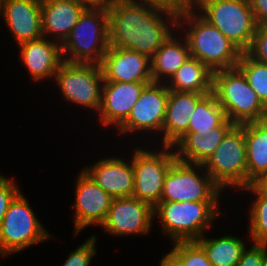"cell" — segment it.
<instances>
[{"instance_id":"cell-1","label":"cell","mask_w":267,"mask_h":266,"mask_svg":"<svg viewBox=\"0 0 267 266\" xmlns=\"http://www.w3.org/2000/svg\"><path fill=\"white\" fill-rule=\"evenodd\" d=\"M107 11L109 46L133 50L150 59L172 35L173 27H178L175 13L131 0H112Z\"/></svg>"},{"instance_id":"cell-2","label":"cell","mask_w":267,"mask_h":266,"mask_svg":"<svg viewBox=\"0 0 267 266\" xmlns=\"http://www.w3.org/2000/svg\"><path fill=\"white\" fill-rule=\"evenodd\" d=\"M196 11L195 8L189 9L178 15V28L180 25L183 28L185 24L190 28L184 35L190 56L205 64L212 72L237 67L243 52L218 28L200 14L197 15Z\"/></svg>"},{"instance_id":"cell-3","label":"cell","mask_w":267,"mask_h":266,"mask_svg":"<svg viewBox=\"0 0 267 266\" xmlns=\"http://www.w3.org/2000/svg\"><path fill=\"white\" fill-rule=\"evenodd\" d=\"M212 92L235 125L267 119V108L238 67L214 71Z\"/></svg>"},{"instance_id":"cell-4","label":"cell","mask_w":267,"mask_h":266,"mask_svg":"<svg viewBox=\"0 0 267 266\" xmlns=\"http://www.w3.org/2000/svg\"><path fill=\"white\" fill-rule=\"evenodd\" d=\"M61 47L64 61L100 64L109 48L107 6H88Z\"/></svg>"},{"instance_id":"cell-5","label":"cell","mask_w":267,"mask_h":266,"mask_svg":"<svg viewBox=\"0 0 267 266\" xmlns=\"http://www.w3.org/2000/svg\"><path fill=\"white\" fill-rule=\"evenodd\" d=\"M195 9L242 52L250 49L258 25L249 0H197Z\"/></svg>"},{"instance_id":"cell-6","label":"cell","mask_w":267,"mask_h":266,"mask_svg":"<svg viewBox=\"0 0 267 266\" xmlns=\"http://www.w3.org/2000/svg\"><path fill=\"white\" fill-rule=\"evenodd\" d=\"M217 207L218 202H159L154 216L158 215L163 232L173 242L196 241L220 215Z\"/></svg>"},{"instance_id":"cell-7","label":"cell","mask_w":267,"mask_h":266,"mask_svg":"<svg viewBox=\"0 0 267 266\" xmlns=\"http://www.w3.org/2000/svg\"><path fill=\"white\" fill-rule=\"evenodd\" d=\"M203 167L222 190L230 186H247L244 124L235 125L226 134Z\"/></svg>"},{"instance_id":"cell-8","label":"cell","mask_w":267,"mask_h":266,"mask_svg":"<svg viewBox=\"0 0 267 266\" xmlns=\"http://www.w3.org/2000/svg\"><path fill=\"white\" fill-rule=\"evenodd\" d=\"M49 238L52 236L42 227L20 192L9 205L0 226V255L17 253Z\"/></svg>"},{"instance_id":"cell-9","label":"cell","mask_w":267,"mask_h":266,"mask_svg":"<svg viewBox=\"0 0 267 266\" xmlns=\"http://www.w3.org/2000/svg\"><path fill=\"white\" fill-rule=\"evenodd\" d=\"M199 168V169H198ZM202 164L175 160L166 174L160 202H218L222 189L204 172ZM196 170V171H195Z\"/></svg>"},{"instance_id":"cell-10","label":"cell","mask_w":267,"mask_h":266,"mask_svg":"<svg viewBox=\"0 0 267 266\" xmlns=\"http://www.w3.org/2000/svg\"><path fill=\"white\" fill-rule=\"evenodd\" d=\"M54 78L66 101L99 111L104 82L99 64L63 61Z\"/></svg>"},{"instance_id":"cell-11","label":"cell","mask_w":267,"mask_h":266,"mask_svg":"<svg viewBox=\"0 0 267 266\" xmlns=\"http://www.w3.org/2000/svg\"><path fill=\"white\" fill-rule=\"evenodd\" d=\"M153 153L136 148L133 153L134 189L132 197L150 204L153 208L161 201L164 180L171 164L177 159L173 147L162 146Z\"/></svg>"},{"instance_id":"cell-12","label":"cell","mask_w":267,"mask_h":266,"mask_svg":"<svg viewBox=\"0 0 267 266\" xmlns=\"http://www.w3.org/2000/svg\"><path fill=\"white\" fill-rule=\"evenodd\" d=\"M169 89L165 82H152L142 90L127 120L117 128L119 133L135 131L162 132Z\"/></svg>"},{"instance_id":"cell-13","label":"cell","mask_w":267,"mask_h":266,"mask_svg":"<svg viewBox=\"0 0 267 266\" xmlns=\"http://www.w3.org/2000/svg\"><path fill=\"white\" fill-rule=\"evenodd\" d=\"M153 215L154 208L135 197L113 198L101 227L118 236L149 234Z\"/></svg>"},{"instance_id":"cell-14","label":"cell","mask_w":267,"mask_h":266,"mask_svg":"<svg viewBox=\"0 0 267 266\" xmlns=\"http://www.w3.org/2000/svg\"><path fill=\"white\" fill-rule=\"evenodd\" d=\"M75 234L88 225H102L108 214L113 197L106 193L84 170L76 183Z\"/></svg>"},{"instance_id":"cell-15","label":"cell","mask_w":267,"mask_h":266,"mask_svg":"<svg viewBox=\"0 0 267 266\" xmlns=\"http://www.w3.org/2000/svg\"><path fill=\"white\" fill-rule=\"evenodd\" d=\"M99 65L104 81L153 82L151 59L133 50L109 46Z\"/></svg>"},{"instance_id":"cell-16","label":"cell","mask_w":267,"mask_h":266,"mask_svg":"<svg viewBox=\"0 0 267 266\" xmlns=\"http://www.w3.org/2000/svg\"><path fill=\"white\" fill-rule=\"evenodd\" d=\"M152 82H112L104 81L102 86L101 105L99 108L100 123L120 127L131 113L144 87Z\"/></svg>"},{"instance_id":"cell-17","label":"cell","mask_w":267,"mask_h":266,"mask_svg":"<svg viewBox=\"0 0 267 266\" xmlns=\"http://www.w3.org/2000/svg\"><path fill=\"white\" fill-rule=\"evenodd\" d=\"M2 14L18 45L43 37L41 0H3Z\"/></svg>"},{"instance_id":"cell-18","label":"cell","mask_w":267,"mask_h":266,"mask_svg":"<svg viewBox=\"0 0 267 266\" xmlns=\"http://www.w3.org/2000/svg\"><path fill=\"white\" fill-rule=\"evenodd\" d=\"M84 171L111 197H132L134 189L132 161L129 164L117 157H105L93 166L86 167Z\"/></svg>"},{"instance_id":"cell-19","label":"cell","mask_w":267,"mask_h":266,"mask_svg":"<svg viewBox=\"0 0 267 266\" xmlns=\"http://www.w3.org/2000/svg\"><path fill=\"white\" fill-rule=\"evenodd\" d=\"M206 94L169 90L165 119L163 122L162 146L174 145L187 133L190 118L197 103Z\"/></svg>"},{"instance_id":"cell-20","label":"cell","mask_w":267,"mask_h":266,"mask_svg":"<svg viewBox=\"0 0 267 266\" xmlns=\"http://www.w3.org/2000/svg\"><path fill=\"white\" fill-rule=\"evenodd\" d=\"M46 39L42 37L19 44L21 59L35 81L55 77L64 61L61 43Z\"/></svg>"},{"instance_id":"cell-21","label":"cell","mask_w":267,"mask_h":266,"mask_svg":"<svg viewBox=\"0 0 267 266\" xmlns=\"http://www.w3.org/2000/svg\"><path fill=\"white\" fill-rule=\"evenodd\" d=\"M88 7L79 0H41L42 35L55 34L63 43Z\"/></svg>"},{"instance_id":"cell-22","label":"cell","mask_w":267,"mask_h":266,"mask_svg":"<svg viewBox=\"0 0 267 266\" xmlns=\"http://www.w3.org/2000/svg\"><path fill=\"white\" fill-rule=\"evenodd\" d=\"M234 126L235 124L226 118L207 135L199 136L195 132H187L173 147L177 149V160L203 165Z\"/></svg>"},{"instance_id":"cell-23","label":"cell","mask_w":267,"mask_h":266,"mask_svg":"<svg viewBox=\"0 0 267 266\" xmlns=\"http://www.w3.org/2000/svg\"><path fill=\"white\" fill-rule=\"evenodd\" d=\"M247 186L267 172V119L244 124Z\"/></svg>"},{"instance_id":"cell-24","label":"cell","mask_w":267,"mask_h":266,"mask_svg":"<svg viewBox=\"0 0 267 266\" xmlns=\"http://www.w3.org/2000/svg\"><path fill=\"white\" fill-rule=\"evenodd\" d=\"M168 81L165 84L172 91L209 94L212 92L213 72L190 56Z\"/></svg>"},{"instance_id":"cell-25","label":"cell","mask_w":267,"mask_h":266,"mask_svg":"<svg viewBox=\"0 0 267 266\" xmlns=\"http://www.w3.org/2000/svg\"><path fill=\"white\" fill-rule=\"evenodd\" d=\"M171 35L151 58V74L153 82H161L164 76L170 77L190 57L189 45L185 37L183 41ZM178 39V40H177ZM161 80V81H160Z\"/></svg>"},{"instance_id":"cell-26","label":"cell","mask_w":267,"mask_h":266,"mask_svg":"<svg viewBox=\"0 0 267 266\" xmlns=\"http://www.w3.org/2000/svg\"><path fill=\"white\" fill-rule=\"evenodd\" d=\"M196 242L203 248L212 266H235L246 249L241 239L230 235L217 239L202 236Z\"/></svg>"},{"instance_id":"cell-27","label":"cell","mask_w":267,"mask_h":266,"mask_svg":"<svg viewBox=\"0 0 267 266\" xmlns=\"http://www.w3.org/2000/svg\"><path fill=\"white\" fill-rule=\"evenodd\" d=\"M226 115L224 109L217 102L213 92L206 94L193 110L187 132H195L199 136L213 132V128L218 127Z\"/></svg>"},{"instance_id":"cell-28","label":"cell","mask_w":267,"mask_h":266,"mask_svg":"<svg viewBox=\"0 0 267 266\" xmlns=\"http://www.w3.org/2000/svg\"><path fill=\"white\" fill-rule=\"evenodd\" d=\"M237 67L245 75L249 85L267 108V64L261 63L247 52H243Z\"/></svg>"},{"instance_id":"cell-29","label":"cell","mask_w":267,"mask_h":266,"mask_svg":"<svg viewBox=\"0 0 267 266\" xmlns=\"http://www.w3.org/2000/svg\"><path fill=\"white\" fill-rule=\"evenodd\" d=\"M242 189L252 191L256 197L249 213L250 237L254 244H267V196L262 195L252 184Z\"/></svg>"},{"instance_id":"cell-30","label":"cell","mask_w":267,"mask_h":266,"mask_svg":"<svg viewBox=\"0 0 267 266\" xmlns=\"http://www.w3.org/2000/svg\"><path fill=\"white\" fill-rule=\"evenodd\" d=\"M171 253L184 266H212L205 251L196 241L173 242Z\"/></svg>"},{"instance_id":"cell-31","label":"cell","mask_w":267,"mask_h":266,"mask_svg":"<svg viewBox=\"0 0 267 266\" xmlns=\"http://www.w3.org/2000/svg\"><path fill=\"white\" fill-rule=\"evenodd\" d=\"M94 235L88 238L85 243L70 252L67 260L61 266H90L91 259L96 255Z\"/></svg>"},{"instance_id":"cell-32","label":"cell","mask_w":267,"mask_h":266,"mask_svg":"<svg viewBox=\"0 0 267 266\" xmlns=\"http://www.w3.org/2000/svg\"><path fill=\"white\" fill-rule=\"evenodd\" d=\"M154 8L165 10L180 15L181 13L194 9L197 0H131Z\"/></svg>"},{"instance_id":"cell-33","label":"cell","mask_w":267,"mask_h":266,"mask_svg":"<svg viewBox=\"0 0 267 266\" xmlns=\"http://www.w3.org/2000/svg\"><path fill=\"white\" fill-rule=\"evenodd\" d=\"M247 53L255 60L267 64V24L258 25Z\"/></svg>"},{"instance_id":"cell-34","label":"cell","mask_w":267,"mask_h":266,"mask_svg":"<svg viewBox=\"0 0 267 266\" xmlns=\"http://www.w3.org/2000/svg\"><path fill=\"white\" fill-rule=\"evenodd\" d=\"M14 180L0 175V226L7 209L15 197L20 193Z\"/></svg>"},{"instance_id":"cell-35","label":"cell","mask_w":267,"mask_h":266,"mask_svg":"<svg viewBox=\"0 0 267 266\" xmlns=\"http://www.w3.org/2000/svg\"><path fill=\"white\" fill-rule=\"evenodd\" d=\"M263 244H254L242 252L239 262L235 266H262Z\"/></svg>"},{"instance_id":"cell-36","label":"cell","mask_w":267,"mask_h":266,"mask_svg":"<svg viewBox=\"0 0 267 266\" xmlns=\"http://www.w3.org/2000/svg\"><path fill=\"white\" fill-rule=\"evenodd\" d=\"M257 25L267 24V0H249Z\"/></svg>"},{"instance_id":"cell-37","label":"cell","mask_w":267,"mask_h":266,"mask_svg":"<svg viewBox=\"0 0 267 266\" xmlns=\"http://www.w3.org/2000/svg\"><path fill=\"white\" fill-rule=\"evenodd\" d=\"M262 195L267 196V172L251 183Z\"/></svg>"},{"instance_id":"cell-38","label":"cell","mask_w":267,"mask_h":266,"mask_svg":"<svg viewBox=\"0 0 267 266\" xmlns=\"http://www.w3.org/2000/svg\"><path fill=\"white\" fill-rule=\"evenodd\" d=\"M160 266H184L171 252L162 257Z\"/></svg>"},{"instance_id":"cell-39","label":"cell","mask_w":267,"mask_h":266,"mask_svg":"<svg viewBox=\"0 0 267 266\" xmlns=\"http://www.w3.org/2000/svg\"><path fill=\"white\" fill-rule=\"evenodd\" d=\"M88 6H108L112 0H79Z\"/></svg>"},{"instance_id":"cell-40","label":"cell","mask_w":267,"mask_h":266,"mask_svg":"<svg viewBox=\"0 0 267 266\" xmlns=\"http://www.w3.org/2000/svg\"><path fill=\"white\" fill-rule=\"evenodd\" d=\"M262 266H267V244H263V260Z\"/></svg>"},{"instance_id":"cell-41","label":"cell","mask_w":267,"mask_h":266,"mask_svg":"<svg viewBox=\"0 0 267 266\" xmlns=\"http://www.w3.org/2000/svg\"><path fill=\"white\" fill-rule=\"evenodd\" d=\"M2 8H3V0H0V14L2 13Z\"/></svg>"}]
</instances>
